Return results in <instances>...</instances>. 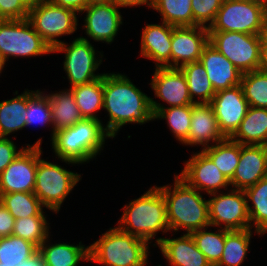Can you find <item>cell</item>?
<instances>
[{
    "instance_id": "9",
    "label": "cell",
    "mask_w": 267,
    "mask_h": 266,
    "mask_svg": "<svg viewBox=\"0 0 267 266\" xmlns=\"http://www.w3.org/2000/svg\"><path fill=\"white\" fill-rule=\"evenodd\" d=\"M28 20L51 49L65 42L64 37L79 32V14L49 1L30 9Z\"/></svg>"
},
{
    "instance_id": "11",
    "label": "cell",
    "mask_w": 267,
    "mask_h": 266,
    "mask_svg": "<svg viewBox=\"0 0 267 266\" xmlns=\"http://www.w3.org/2000/svg\"><path fill=\"white\" fill-rule=\"evenodd\" d=\"M267 8L245 0H223L209 32H239L262 35Z\"/></svg>"
},
{
    "instance_id": "41",
    "label": "cell",
    "mask_w": 267,
    "mask_h": 266,
    "mask_svg": "<svg viewBox=\"0 0 267 266\" xmlns=\"http://www.w3.org/2000/svg\"><path fill=\"white\" fill-rule=\"evenodd\" d=\"M223 0H191L193 26L208 28L213 24Z\"/></svg>"
},
{
    "instance_id": "10",
    "label": "cell",
    "mask_w": 267,
    "mask_h": 266,
    "mask_svg": "<svg viewBox=\"0 0 267 266\" xmlns=\"http://www.w3.org/2000/svg\"><path fill=\"white\" fill-rule=\"evenodd\" d=\"M122 9L112 1L90 3L80 14L79 28L82 31L78 36L92 43L106 44L115 42L122 25L124 26ZM83 16V17H82ZM124 18V19H123ZM84 32V36H83Z\"/></svg>"
},
{
    "instance_id": "29",
    "label": "cell",
    "mask_w": 267,
    "mask_h": 266,
    "mask_svg": "<svg viewBox=\"0 0 267 266\" xmlns=\"http://www.w3.org/2000/svg\"><path fill=\"white\" fill-rule=\"evenodd\" d=\"M70 89L81 116L103 122V117H100L103 111V76L90 83L74 86Z\"/></svg>"
},
{
    "instance_id": "6",
    "label": "cell",
    "mask_w": 267,
    "mask_h": 266,
    "mask_svg": "<svg viewBox=\"0 0 267 266\" xmlns=\"http://www.w3.org/2000/svg\"><path fill=\"white\" fill-rule=\"evenodd\" d=\"M51 162L48 157H41L37 161L35 188L33 193L38 197L42 205L52 212V215L59 214L63 204L69 195L73 194L75 187L82 181L84 173H78L64 167L81 165L65 159L54 158ZM63 163V164H58ZM63 165V166H62Z\"/></svg>"
},
{
    "instance_id": "42",
    "label": "cell",
    "mask_w": 267,
    "mask_h": 266,
    "mask_svg": "<svg viewBox=\"0 0 267 266\" xmlns=\"http://www.w3.org/2000/svg\"><path fill=\"white\" fill-rule=\"evenodd\" d=\"M15 139L12 137H0V174L6 169V167L18 156V154L26 146L40 145L42 146L43 138L40 136L36 141L25 143L21 147Z\"/></svg>"
},
{
    "instance_id": "5",
    "label": "cell",
    "mask_w": 267,
    "mask_h": 266,
    "mask_svg": "<svg viewBox=\"0 0 267 266\" xmlns=\"http://www.w3.org/2000/svg\"><path fill=\"white\" fill-rule=\"evenodd\" d=\"M89 259L98 266H151L152 246L116 225L89 243Z\"/></svg>"
},
{
    "instance_id": "49",
    "label": "cell",
    "mask_w": 267,
    "mask_h": 266,
    "mask_svg": "<svg viewBox=\"0 0 267 266\" xmlns=\"http://www.w3.org/2000/svg\"><path fill=\"white\" fill-rule=\"evenodd\" d=\"M22 2V4L28 9H32L36 6H38L39 4L46 2L48 0H20Z\"/></svg>"
},
{
    "instance_id": "39",
    "label": "cell",
    "mask_w": 267,
    "mask_h": 266,
    "mask_svg": "<svg viewBox=\"0 0 267 266\" xmlns=\"http://www.w3.org/2000/svg\"><path fill=\"white\" fill-rule=\"evenodd\" d=\"M38 251V248L21 237H0V265L19 266Z\"/></svg>"
},
{
    "instance_id": "53",
    "label": "cell",
    "mask_w": 267,
    "mask_h": 266,
    "mask_svg": "<svg viewBox=\"0 0 267 266\" xmlns=\"http://www.w3.org/2000/svg\"><path fill=\"white\" fill-rule=\"evenodd\" d=\"M90 3H98V2H110L112 0H89Z\"/></svg>"
},
{
    "instance_id": "35",
    "label": "cell",
    "mask_w": 267,
    "mask_h": 266,
    "mask_svg": "<svg viewBox=\"0 0 267 266\" xmlns=\"http://www.w3.org/2000/svg\"><path fill=\"white\" fill-rule=\"evenodd\" d=\"M192 105L160 109L154 115V121H164L172 137L180 145L188 138L190 131Z\"/></svg>"
},
{
    "instance_id": "47",
    "label": "cell",
    "mask_w": 267,
    "mask_h": 266,
    "mask_svg": "<svg viewBox=\"0 0 267 266\" xmlns=\"http://www.w3.org/2000/svg\"><path fill=\"white\" fill-rule=\"evenodd\" d=\"M258 70L267 72V41L262 37L260 45V62Z\"/></svg>"
},
{
    "instance_id": "17",
    "label": "cell",
    "mask_w": 267,
    "mask_h": 266,
    "mask_svg": "<svg viewBox=\"0 0 267 266\" xmlns=\"http://www.w3.org/2000/svg\"><path fill=\"white\" fill-rule=\"evenodd\" d=\"M210 104L225 137L236 132L249 108L241 85L216 92Z\"/></svg>"
},
{
    "instance_id": "19",
    "label": "cell",
    "mask_w": 267,
    "mask_h": 266,
    "mask_svg": "<svg viewBox=\"0 0 267 266\" xmlns=\"http://www.w3.org/2000/svg\"><path fill=\"white\" fill-rule=\"evenodd\" d=\"M209 43V30L202 26L174 27L171 40V68L200 61L203 48Z\"/></svg>"
},
{
    "instance_id": "46",
    "label": "cell",
    "mask_w": 267,
    "mask_h": 266,
    "mask_svg": "<svg viewBox=\"0 0 267 266\" xmlns=\"http://www.w3.org/2000/svg\"><path fill=\"white\" fill-rule=\"evenodd\" d=\"M50 3L60 6L66 7L76 11L80 14L89 4V0H48Z\"/></svg>"
},
{
    "instance_id": "24",
    "label": "cell",
    "mask_w": 267,
    "mask_h": 266,
    "mask_svg": "<svg viewBox=\"0 0 267 266\" xmlns=\"http://www.w3.org/2000/svg\"><path fill=\"white\" fill-rule=\"evenodd\" d=\"M51 234L38 248L46 266H82L88 263L89 245L53 240ZM53 240V242H52Z\"/></svg>"
},
{
    "instance_id": "27",
    "label": "cell",
    "mask_w": 267,
    "mask_h": 266,
    "mask_svg": "<svg viewBox=\"0 0 267 266\" xmlns=\"http://www.w3.org/2000/svg\"><path fill=\"white\" fill-rule=\"evenodd\" d=\"M263 238V235L257 231L250 229L244 230H226L225 229V244L221 260L216 266H242L249 258L248 254L251 251L254 236Z\"/></svg>"
},
{
    "instance_id": "21",
    "label": "cell",
    "mask_w": 267,
    "mask_h": 266,
    "mask_svg": "<svg viewBox=\"0 0 267 266\" xmlns=\"http://www.w3.org/2000/svg\"><path fill=\"white\" fill-rule=\"evenodd\" d=\"M169 235V237H168ZM169 232L156 246L166 266H211L191 234ZM174 236V237H173Z\"/></svg>"
},
{
    "instance_id": "25",
    "label": "cell",
    "mask_w": 267,
    "mask_h": 266,
    "mask_svg": "<svg viewBox=\"0 0 267 266\" xmlns=\"http://www.w3.org/2000/svg\"><path fill=\"white\" fill-rule=\"evenodd\" d=\"M13 94V98L0 101V137L10 138L12 135L16 139L17 132L26 128L28 88L21 93L15 90Z\"/></svg>"
},
{
    "instance_id": "7",
    "label": "cell",
    "mask_w": 267,
    "mask_h": 266,
    "mask_svg": "<svg viewBox=\"0 0 267 266\" xmlns=\"http://www.w3.org/2000/svg\"><path fill=\"white\" fill-rule=\"evenodd\" d=\"M72 39H69V43L65 41L52 49V55L63 54L61 68L66 76H63V79H68L69 89L103 76L105 71L99 73V70L107 59L103 49L99 51L92 42L79 36Z\"/></svg>"
},
{
    "instance_id": "38",
    "label": "cell",
    "mask_w": 267,
    "mask_h": 266,
    "mask_svg": "<svg viewBox=\"0 0 267 266\" xmlns=\"http://www.w3.org/2000/svg\"><path fill=\"white\" fill-rule=\"evenodd\" d=\"M191 235L211 266H216L224 251L225 229L209 226L194 231Z\"/></svg>"
},
{
    "instance_id": "30",
    "label": "cell",
    "mask_w": 267,
    "mask_h": 266,
    "mask_svg": "<svg viewBox=\"0 0 267 266\" xmlns=\"http://www.w3.org/2000/svg\"><path fill=\"white\" fill-rule=\"evenodd\" d=\"M251 229L267 234V176L244 190Z\"/></svg>"
},
{
    "instance_id": "32",
    "label": "cell",
    "mask_w": 267,
    "mask_h": 266,
    "mask_svg": "<svg viewBox=\"0 0 267 266\" xmlns=\"http://www.w3.org/2000/svg\"><path fill=\"white\" fill-rule=\"evenodd\" d=\"M229 181L240 159V143L226 137L216 144L202 149Z\"/></svg>"
},
{
    "instance_id": "20",
    "label": "cell",
    "mask_w": 267,
    "mask_h": 266,
    "mask_svg": "<svg viewBox=\"0 0 267 266\" xmlns=\"http://www.w3.org/2000/svg\"><path fill=\"white\" fill-rule=\"evenodd\" d=\"M226 137L221 133L217 118L210 103L192 105L190 131L182 146L202 150L222 141Z\"/></svg>"
},
{
    "instance_id": "26",
    "label": "cell",
    "mask_w": 267,
    "mask_h": 266,
    "mask_svg": "<svg viewBox=\"0 0 267 266\" xmlns=\"http://www.w3.org/2000/svg\"><path fill=\"white\" fill-rule=\"evenodd\" d=\"M49 98L53 132L74 126L83 117L69 88L47 91L42 89Z\"/></svg>"
},
{
    "instance_id": "14",
    "label": "cell",
    "mask_w": 267,
    "mask_h": 266,
    "mask_svg": "<svg viewBox=\"0 0 267 266\" xmlns=\"http://www.w3.org/2000/svg\"><path fill=\"white\" fill-rule=\"evenodd\" d=\"M152 72L148 86L154 94L150 97L154 115L163 108L194 104L189 95L186 77L180 68L153 67Z\"/></svg>"
},
{
    "instance_id": "13",
    "label": "cell",
    "mask_w": 267,
    "mask_h": 266,
    "mask_svg": "<svg viewBox=\"0 0 267 266\" xmlns=\"http://www.w3.org/2000/svg\"><path fill=\"white\" fill-rule=\"evenodd\" d=\"M208 210L213 227L229 231L251 228L244 190L230 188L208 195Z\"/></svg>"
},
{
    "instance_id": "1",
    "label": "cell",
    "mask_w": 267,
    "mask_h": 266,
    "mask_svg": "<svg viewBox=\"0 0 267 266\" xmlns=\"http://www.w3.org/2000/svg\"><path fill=\"white\" fill-rule=\"evenodd\" d=\"M133 82L126 72L105 70L103 75V110L108 120L102 123L114 139L124 126H143L154 121L151 96Z\"/></svg>"
},
{
    "instance_id": "45",
    "label": "cell",
    "mask_w": 267,
    "mask_h": 266,
    "mask_svg": "<svg viewBox=\"0 0 267 266\" xmlns=\"http://www.w3.org/2000/svg\"><path fill=\"white\" fill-rule=\"evenodd\" d=\"M112 2L115 3L117 6H119L122 10L123 9L131 10L132 8H133L132 10H136L135 8H140V7L141 9H143L142 7L145 6L147 7L146 9H149L151 11L155 3V0H112Z\"/></svg>"
},
{
    "instance_id": "48",
    "label": "cell",
    "mask_w": 267,
    "mask_h": 266,
    "mask_svg": "<svg viewBox=\"0 0 267 266\" xmlns=\"http://www.w3.org/2000/svg\"><path fill=\"white\" fill-rule=\"evenodd\" d=\"M19 266H46V264L41 253L37 251L34 255L25 260Z\"/></svg>"
},
{
    "instance_id": "22",
    "label": "cell",
    "mask_w": 267,
    "mask_h": 266,
    "mask_svg": "<svg viewBox=\"0 0 267 266\" xmlns=\"http://www.w3.org/2000/svg\"><path fill=\"white\" fill-rule=\"evenodd\" d=\"M267 176V146L240 144V159L230 180L232 189L245 190Z\"/></svg>"
},
{
    "instance_id": "12",
    "label": "cell",
    "mask_w": 267,
    "mask_h": 266,
    "mask_svg": "<svg viewBox=\"0 0 267 266\" xmlns=\"http://www.w3.org/2000/svg\"><path fill=\"white\" fill-rule=\"evenodd\" d=\"M262 35L239 32H209V43L242 73L258 70Z\"/></svg>"
},
{
    "instance_id": "2",
    "label": "cell",
    "mask_w": 267,
    "mask_h": 266,
    "mask_svg": "<svg viewBox=\"0 0 267 266\" xmlns=\"http://www.w3.org/2000/svg\"><path fill=\"white\" fill-rule=\"evenodd\" d=\"M120 209L122 214L115 225L121 231L147 241L153 248L170 232L165 198L158 185H150Z\"/></svg>"
},
{
    "instance_id": "4",
    "label": "cell",
    "mask_w": 267,
    "mask_h": 266,
    "mask_svg": "<svg viewBox=\"0 0 267 266\" xmlns=\"http://www.w3.org/2000/svg\"><path fill=\"white\" fill-rule=\"evenodd\" d=\"M108 139L113 137L105 130L102 121L86 119L78 121L74 126L54 133L50 141L52 157L65 159L86 165L103 155ZM106 143V144H105Z\"/></svg>"
},
{
    "instance_id": "37",
    "label": "cell",
    "mask_w": 267,
    "mask_h": 266,
    "mask_svg": "<svg viewBox=\"0 0 267 266\" xmlns=\"http://www.w3.org/2000/svg\"><path fill=\"white\" fill-rule=\"evenodd\" d=\"M50 221L48 216H29L16 219L12 235L21 237L39 248L52 233L54 234Z\"/></svg>"
},
{
    "instance_id": "15",
    "label": "cell",
    "mask_w": 267,
    "mask_h": 266,
    "mask_svg": "<svg viewBox=\"0 0 267 266\" xmlns=\"http://www.w3.org/2000/svg\"><path fill=\"white\" fill-rule=\"evenodd\" d=\"M182 164V170L176 174L203 194L210 195L231 188L229 179L202 150L191 152L190 158L183 160Z\"/></svg>"
},
{
    "instance_id": "31",
    "label": "cell",
    "mask_w": 267,
    "mask_h": 266,
    "mask_svg": "<svg viewBox=\"0 0 267 266\" xmlns=\"http://www.w3.org/2000/svg\"><path fill=\"white\" fill-rule=\"evenodd\" d=\"M180 69L186 77L192 101L194 103H210L216 92L203 64L195 61L182 65Z\"/></svg>"
},
{
    "instance_id": "28",
    "label": "cell",
    "mask_w": 267,
    "mask_h": 266,
    "mask_svg": "<svg viewBox=\"0 0 267 266\" xmlns=\"http://www.w3.org/2000/svg\"><path fill=\"white\" fill-rule=\"evenodd\" d=\"M230 138L243 145H267V109L249 106L239 128Z\"/></svg>"
},
{
    "instance_id": "8",
    "label": "cell",
    "mask_w": 267,
    "mask_h": 266,
    "mask_svg": "<svg viewBox=\"0 0 267 266\" xmlns=\"http://www.w3.org/2000/svg\"><path fill=\"white\" fill-rule=\"evenodd\" d=\"M52 55V49L28 19H0V56L8 65L13 59Z\"/></svg>"
},
{
    "instance_id": "3",
    "label": "cell",
    "mask_w": 267,
    "mask_h": 266,
    "mask_svg": "<svg viewBox=\"0 0 267 266\" xmlns=\"http://www.w3.org/2000/svg\"><path fill=\"white\" fill-rule=\"evenodd\" d=\"M173 177L171 184L158 185L165 198L170 232L191 234L211 226L207 195L189 186L176 172Z\"/></svg>"
},
{
    "instance_id": "40",
    "label": "cell",
    "mask_w": 267,
    "mask_h": 266,
    "mask_svg": "<svg viewBox=\"0 0 267 266\" xmlns=\"http://www.w3.org/2000/svg\"><path fill=\"white\" fill-rule=\"evenodd\" d=\"M240 85L250 107L267 109V72L255 70L242 73Z\"/></svg>"
},
{
    "instance_id": "43",
    "label": "cell",
    "mask_w": 267,
    "mask_h": 266,
    "mask_svg": "<svg viewBox=\"0 0 267 266\" xmlns=\"http://www.w3.org/2000/svg\"><path fill=\"white\" fill-rule=\"evenodd\" d=\"M29 10L20 0H0V19H28Z\"/></svg>"
},
{
    "instance_id": "34",
    "label": "cell",
    "mask_w": 267,
    "mask_h": 266,
    "mask_svg": "<svg viewBox=\"0 0 267 266\" xmlns=\"http://www.w3.org/2000/svg\"><path fill=\"white\" fill-rule=\"evenodd\" d=\"M26 114V129L31 126L42 127L44 129H51L50 141L54 137L52 127V115L50 109L49 98L47 94L40 88L37 90L28 89V107ZM37 126V127H36ZM50 127V128H49Z\"/></svg>"
},
{
    "instance_id": "36",
    "label": "cell",
    "mask_w": 267,
    "mask_h": 266,
    "mask_svg": "<svg viewBox=\"0 0 267 266\" xmlns=\"http://www.w3.org/2000/svg\"><path fill=\"white\" fill-rule=\"evenodd\" d=\"M152 10L159 14L160 21L169 25L193 26L191 0H155Z\"/></svg>"
},
{
    "instance_id": "50",
    "label": "cell",
    "mask_w": 267,
    "mask_h": 266,
    "mask_svg": "<svg viewBox=\"0 0 267 266\" xmlns=\"http://www.w3.org/2000/svg\"><path fill=\"white\" fill-rule=\"evenodd\" d=\"M8 65L6 64V62L4 61V59L0 56V78L2 77V76H4L2 73H4L5 71L4 70H6ZM2 75V76H1Z\"/></svg>"
},
{
    "instance_id": "54",
    "label": "cell",
    "mask_w": 267,
    "mask_h": 266,
    "mask_svg": "<svg viewBox=\"0 0 267 266\" xmlns=\"http://www.w3.org/2000/svg\"><path fill=\"white\" fill-rule=\"evenodd\" d=\"M88 262H89V264L87 265V266H89L90 264H93V265H90V266H97V264H94L90 259H88ZM82 266H84V265H82Z\"/></svg>"
},
{
    "instance_id": "33",
    "label": "cell",
    "mask_w": 267,
    "mask_h": 266,
    "mask_svg": "<svg viewBox=\"0 0 267 266\" xmlns=\"http://www.w3.org/2000/svg\"><path fill=\"white\" fill-rule=\"evenodd\" d=\"M0 202L7 208L15 218H25L29 216H48L45 207L33 192H14L0 194Z\"/></svg>"
},
{
    "instance_id": "52",
    "label": "cell",
    "mask_w": 267,
    "mask_h": 266,
    "mask_svg": "<svg viewBox=\"0 0 267 266\" xmlns=\"http://www.w3.org/2000/svg\"><path fill=\"white\" fill-rule=\"evenodd\" d=\"M245 1L255 2L267 8V0H245Z\"/></svg>"
},
{
    "instance_id": "16",
    "label": "cell",
    "mask_w": 267,
    "mask_h": 266,
    "mask_svg": "<svg viewBox=\"0 0 267 266\" xmlns=\"http://www.w3.org/2000/svg\"><path fill=\"white\" fill-rule=\"evenodd\" d=\"M43 153L40 145L26 146L0 174V194L33 192L37 161Z\"/></svg>"
},
{
    "instance_id": "44",
    "label": "cell",
    "mask_w": 267,
    "mask_h": 266,
    "mask_svg": "<svg viewBox=\"0 0 267 266\" xmlns=\"http://www.w3.org/2000/svg\"><path fill=\"white\" fill-rule=\"evenodd\" d=\"M15 220L7 208L0 202V237L12 235Z\"/></svg>"
},
{
    "instance_id": "18",
    "label": "cell",
    "mask_w": 267,
    "mask_h": 266,
    "mask_svg": "<svg viewBox=\"0 0 267 266\" xmlns=\"http://www.w3.org/2000/svg\"><path fill=\"white\" fill-rule=\"evenodd\" d=\"M140 33V57L152 61L154 67L171 68V40L175 26L163 21L144 23Z\"/></svg>"
},
{
    "instance_id": "51",
    "label": "cell",
    "mask_w": 267,
    "mask_h": 266,
    "mask_svg": "<svg viewBox=\"0 0 267 266\" xmlns=\"http://www.w3.org/2000/svg\"><path fill=\"white\" fill-rule=\"evenodd\" d=\"M262 37L267 41V13H266L265 19H264Z\"/></svg>"
},
{
    "instance_id": "23",
    "label": "cell",
    "mask_w": 267,
    "mask_h": 266,
    "mask_svg": "<svg viewBox=\"0 0 267 266\" xmlns=\"http://www.w3.org/2000/svg\"><path fill=\"white\" fill-rule=\"evenodd\" d=\"M200 62L203 64L215 92L240 85L242 72L212 44L208 43L203 48Z\"/></svg>"
}]
</instances>
